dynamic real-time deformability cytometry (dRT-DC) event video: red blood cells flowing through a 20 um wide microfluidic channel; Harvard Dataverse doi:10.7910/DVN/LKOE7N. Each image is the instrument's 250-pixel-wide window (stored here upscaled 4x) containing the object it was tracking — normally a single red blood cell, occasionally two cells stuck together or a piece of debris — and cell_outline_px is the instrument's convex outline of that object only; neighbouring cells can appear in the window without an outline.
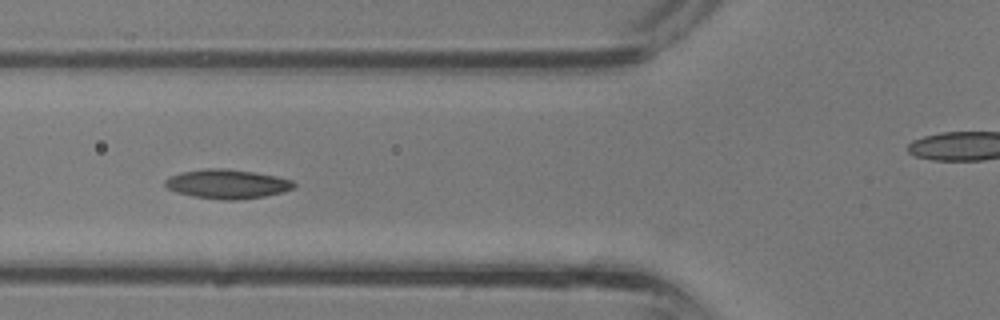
{"species": "common noctule bat (a hibernating species)", "species_latin": "Nyctalus noctula", "temperature_condition": "room temperature", "stored_images_in_passage": 20, "camera_frame_rate_fps": 3000, "um_per_image_px": 0.085, "animal": {"sex": "male", "body_mass_g": 13.3}, "frame": {"image": 1, "passage_image": 3, "time_ms": 0.667, "image_size_px": [1000, 320], "cell_outline_px": [[296, 184], [292, 188], [284, 192], [264, 196], [240, 200], [224, 200], [192, 196], [176, 192], [168, 188], [164, 184], [164, 180], [168, 176], [180, 172], [204, 168], [224, 168], [252, 172], [276, 176], [292, 180]], "centroid_in_image_um": [19.27, 15.63], "position_along_channel_um": 106.5, "area_um2": 22.02}}
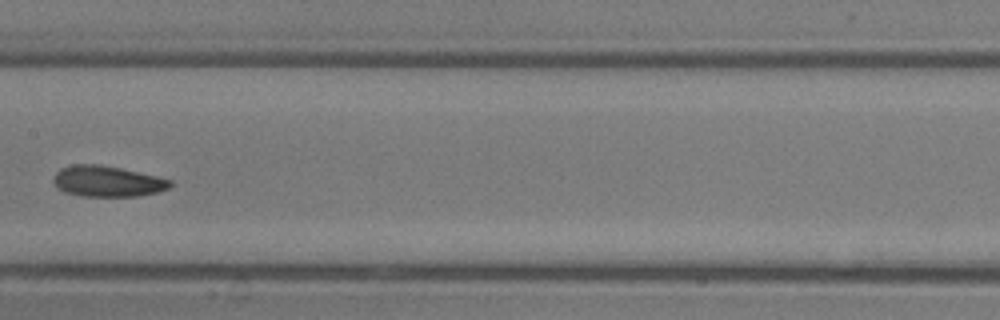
{"frame": {"image": 2, "passage_image": 8, "time_ms": 2.333, "image_size_px": [1000, 320], "cell_outline_px": [[172, 184], [168, 188], [156, 192], [136, 196], [80, 196], [64, 192], [52, 180], [56, 172], [60, 168], [72, 164], [100, 164], [120, 168], [156, 176], [172, 180]], "centroid_in_image_um": [9.1, 15.4], "position_along_channel_um": 198.3, "area_um2": 20.87}}
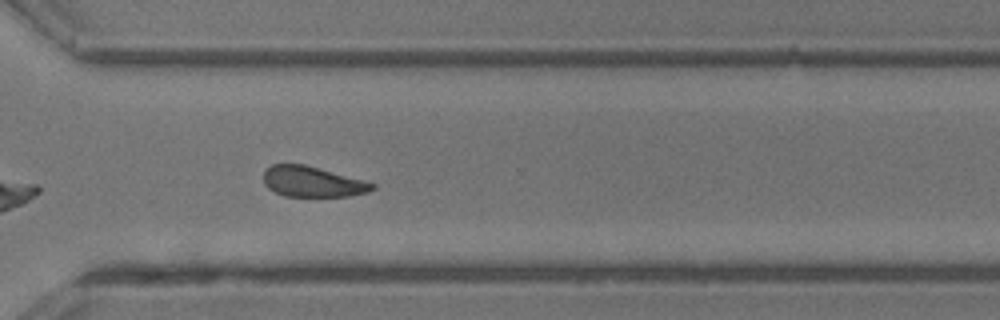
{"frame": {"image": 3, "passage_image": 16, "time_ms": 5.0, "image_size_px": [1000, 320], "cell_outline_px": [[376, 188], [368, 192], [348, 196], [284, 196], [268, 188], [264, 184], [264, 172], [272, 164], [304, 164], [364, 180], [376, 184]], "centroid_in_image_um": [26.57, 15.45], "position_along_channel_um": 344.0, "area_um2": 19.25}}